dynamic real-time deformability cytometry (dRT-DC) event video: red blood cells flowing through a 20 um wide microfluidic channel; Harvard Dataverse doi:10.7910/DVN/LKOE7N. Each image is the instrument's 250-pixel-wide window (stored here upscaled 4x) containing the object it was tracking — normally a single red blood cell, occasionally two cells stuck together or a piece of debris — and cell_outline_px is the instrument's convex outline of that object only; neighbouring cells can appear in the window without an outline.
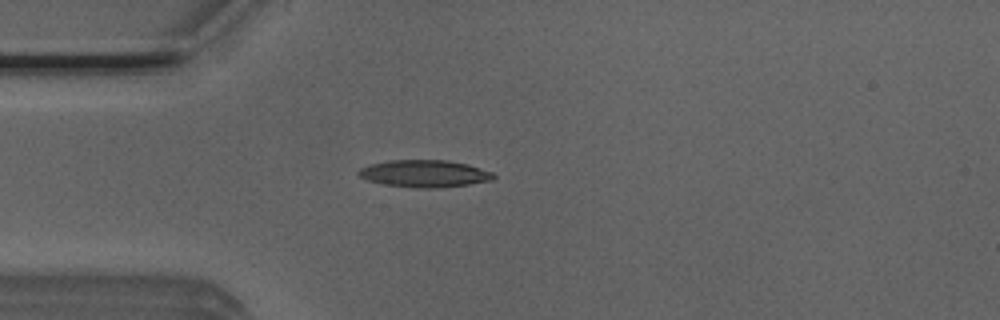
{"species": "Egyptian fruit bat (a non-hibernating species)", "species_latin": "Rousettus aegyptiacus", "temperature_condition": "room temperature", "stored_images_in_passage": 40, "camera_frame_rate_fps": 3000, "um_per_image_px": 0.085, "animal": {"sex": "male"}, "frame": {"image": 1, "passage_image": 1, "time_ms": 0.0, "image_size_px": [1000, 320], "cell_outline_px": [[496, 176], [492, 180], [468, 184], [440, 188], [416, 188], [380, 184], [368, 180], [360, 176], [356, 172], [360, 168], [372, 164], [388, 160], [448, 160], [468, 164], [492, 172]], "centroid_in_image_um": [36.07, 14.76], "position_along_channel_um": 48.9, "area_um2": 21.44}}
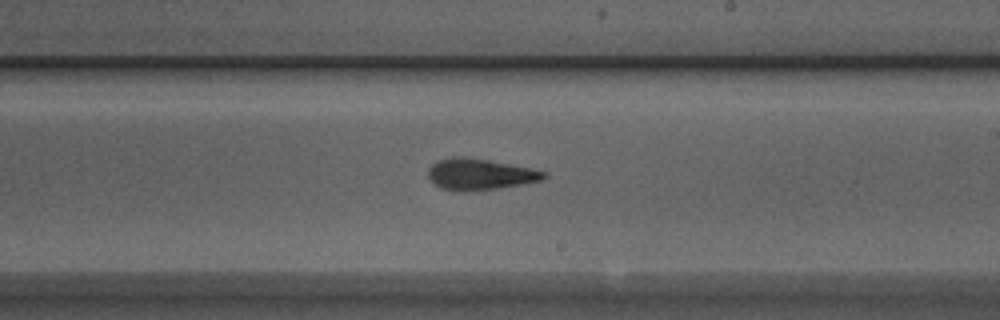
{"frame": {"image": 2, "passage_image": 17, "time_ms": 5.333, "image_size_px": [1000, 320], "cell_outline_px": [[548, 176], [544, 180], [524, 184], [496, 188], [440, 188], [428, 176], [428, 168], [432, 164], [440, 160], [452, 156], [464, 156], [488, 160], [532, 168], [548, 172]], "centroid_in_image_um": [40.88, 14.76], "position_along_channel_um": 248.1, "area_um2": 20.35}}
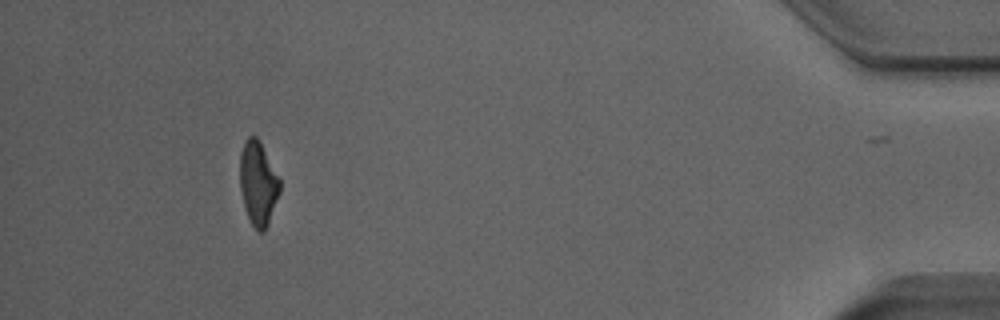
{"frame": {"image": 3, "passage_image": 35, "time_ms": 11.333, "image_size_px": [1000, 320], "cell_outline_px": [[280, 192], [268, 224], [264, 232], [256, 232], [248, 216], [244, 204], [240, 188], [240, 152], [244, 140], [248, 136], [256, 136], [260, 140], [280, 180]], "centroid_in_image_um": [21.93, 15.56], "position_along_channel_um": 413.3, "area_um2": 19.54}, "authors_computed_cell_mechanics": {"area_um2": 20.4034, "velocity_mm_per_s": 3.9245, "shape_relaxation_time_tau1_ms": 7.0357, "shape_relaxation_time_tau2_ms": 2.6473, "deformation_change_tau1": 0.2249, "deformation_change_tau2": 0.1272}}